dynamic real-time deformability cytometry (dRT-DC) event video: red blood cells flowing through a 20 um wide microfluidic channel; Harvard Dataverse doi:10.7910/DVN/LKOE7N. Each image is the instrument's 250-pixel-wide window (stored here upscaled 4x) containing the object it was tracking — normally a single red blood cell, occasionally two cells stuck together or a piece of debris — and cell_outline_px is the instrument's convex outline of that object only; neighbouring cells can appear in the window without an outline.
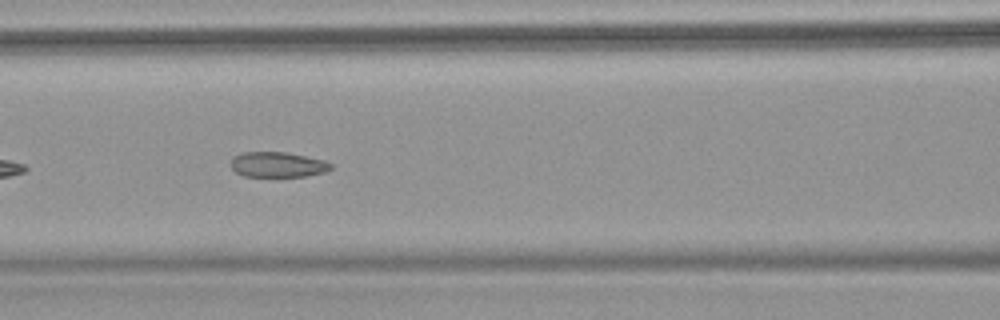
{"species": "common noctule bat (a hibernating species)", "species_latin": "Nyctalus noctula", "temperature_condition": "warm", "stored_images_in_passage": 10, "camera_frame_rate_fps": 3000, "um_per_image_px": 0.085, "animal": {"sex": "female", "body_mass_g": 18.4}, "frame": {"image": 1, "passage_image": 9, "time_ms": 2.667, "image_size_px": [1000, 320], "cell_outline_px": [[332, 168], [324, 172], [308, 176], [244, 176], [236, 172], [232, 168], [232, 156], [244, 152], [288, 152], [324, 160], [332, 164]], "centroid_in_image_um": [23.62, 13.98], "position_along_channel_um": 143.0, "area_um2": 14.68}}